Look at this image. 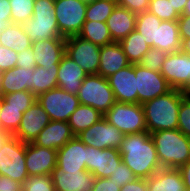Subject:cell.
Segmentation results:
<instances>
[{"instance_id": "obj_1", "label": "cell", "mask_w": 190, "mask_h": 191, "mask_svg": "<svg viewBox=\"0 0 190 191\" xmlns=\"http://www.w3.org/2000/svg\"><path fill=\"white\" fill-rule=\"evenodd\" d=\"M119 152L122 161L131 169L136 178L147 179L162 168L154 141L148 131L125 135Z\"/></svg>"}, {"instance_id": "obj_2", "label": "cell", "mask_w": 190, "mask_h": 191, "mask_svg": "<svg viewBox=\"0 0 190 191\" xmlns=\"http://www.w3.org/2000/svg\"><path fill=\"white\" fill-rule=\"evenodd\" d=\"M185 97L182 90L171 89L164 95L142 104L147 131L178 129V114L181 100Z\"/></svg>"}, {"instance_id": "obj_3", "label": "cell", "mask_w": 190, "mask_h": 191, "mask_svg": "<svg viewBox=\"0 0 190 191\" xmlns=\"http://www.w3.org/2000/svg\"><path fill=\"white\" fill-rule=\"evenodd\" d=\"M162 168L178 169L190 160V138L178 129L150 133Z\"/></svg>"}, {"instance_id": "obj_4", "label": "cell", "mask_w": 190, "mask_h": 191, "mask_svg": "<svg viewBox=\"0 0 190 191\" xmlns=\"http://www.w3.org/2000/svg\"><path fill=\"white\" fill-rule=\"evenodd\" d=\"M54 9V0H35L32 17L20 24L32 42L64 38L59 32Z\"/></svg>"}, {"instance_id": "obj_5", "label": "cell", "mask_w": 190, "mask_h": 191, "mask_svg": "<svg viewBox=\"0 0 190 191\" xmlns=\"http://www.w3.org/2000/svg\"><path fill=\"white\" fill-rule=\"evenodd\" d=\"M80 104L88 105L105 114L116 102L107 78L99 74L87 75L78 90Z\"/></svg>"}, {"instance_id": "obj_6", "label": "cell", "mask_w": 190, "mask_h": 191, "mask_svg": "<svg viewBox=\"0 0 190 191\" xmlns=\"http://www.w3.org/2000/svg\"><path fill=\"white\" fill-rule=\"evenodd\" d=\"M103 117L124 135L147 131L142 104L116 101Z\"/></svg>"}, {"instance_id": "obj_7", "label": "cell", "mask_w": 190, "mask_h": 191, "mask_svg": "<svg viewBox=\"0 0 190 191\" xmlns=\"http://www.w3.org/2000/svg\"><path fill=\"white\" fill-rule=\"evenodd\" d=\"M55 16L62 37L78 35L85 20L87 4L81 0H54Z\"/></svg>"}, {"instance_id": "obj_8", "label": "cell", "mask_w": 190, "mask_h": 191, "mask_svg": "<svg viewBox=\"0 0 190 191\" xmlns=\"http://www.w3.org/2000/svg\"><path fill=\"white\" fill-rule=\"evenodd\" d=\"M0 151L5 153L0 163V175L7 176L23 185L29 177L26 169L25 142L10 136Z\"/></svg>"}, {"instance_id": "obj_9", "label": "cell", "mask_w": 190, "mask_h": 191, "mask_svg": "<svg viewBox=\"0 0 190 191\" xmlns=\"http://www.w3.org/2000/svg\"><path fill=\"white\" fill-rule=\"evenodd\" d=\"M37 102L49 115L52 121L68 122L71 114L80 105L77 95L53 88L37 96Z\"/></svg>"}, {"instance_id": "obj_10", "label": "cell", "mask_w": 190, "mask_h": 191, "mask_svg": "<svg viewBox=\"0 0 190 191\" xmlns=\"http://www.w3.org/2000/svg\"><path fill=\"white\" fill-rule=\"evenodd\" d=\"M101 47L78 35L66 38L65 53L88 75L98 74Z\"/></svg>"}, {"instance_id": "obj_11", "label": "cell", "mask_w": 190, "mask_h": 191, "mask_svg": "<svg viewBox=\"0 0 190 191\" xmlns=\"http://www.w3.org/2000/svg\"><path fill=\"white\" fill-rule=\"evenodd\" d=\"M77 136L86 146L98 149H119L125 135L102 117L97 123L83 130Z\"/></svg>"}, {"instance_id": "obj_12", "label": "cell", "mask_w": 190, "mask_h": 191, "mask_svg": "<svg viewBox=\"0 0 190 191\" xmlns=\"http://www.w3.org/2000/svg\"><path fill=\"white\" fill-rule=\"evenodd\" d=\"M135 75L138 104L164 95L172 89L160 72L145 68L141 64H135Z\"/></svg>"}, {"instance_id": "obj_13", "label": "cell", "mask_w": 190, "mask_h": 191, "mask_svg": "<svg viewBox=\"0 0 190 191\" xmlns=\"http://www.w3.org/2000/svg\"><path fill=\"white\" fill-rule=\"evenodd\" d=\"M160 73L172 89L184 91L190 85L189 55L181 50L169 53Z\"/></svg>"}, {"instance_id": "obj_14", "label": "cell", "mask_w": 190, "mask_h": 191, "mask_svg": "<svg viewBox=\"0 0 190 191\" xmlns=\"http://www.w3.org/2000/svg\"><path fill=\"white\" fill-rule=\"evenodd\" d=\"M122 161L119 149L87 146V171L95 178H108Z\"/></svg>"}, {"instance_id": "obj_15", "label": "cell", "mask_w": 190, "mask_h": 191, "mask_svg": "<svg viewBox=\"0 0 190 191\" xmlns=\"http://www.w3.org/2000/svg\"><path fill=\"white\" fill-rule=\"evenodd\" d=\"M25 159L29 176L51 175L57 166V150L25 143Z\"/></svg>"}, {"instance_id": "obj_16", "label": "cell", "mask_w": 190, "mask_h": 191, "mask_svg": "<svg viewBox=\"0 0 190 191\" xmlns=\"http://www.w3.org/2000/svg\"><path fill=\"white\" fill-rule=\"evenodd\" d=\"M50 121L47 112L36 101L23 113L20 125L12 136L25 143L33 142Z\"/></svg>"}, {"instance_id": "obj_17", "label": "cell", "mask_w": 190, "mask_h": 191, "mask_svg": "<svg viewBox=\"0 0 190 191\" xmlns=\"http://www.w3.org/2000/svg\"><path fill=\"white\" fill-rule=\"evenodd\" d=\"M57 166L67 173L87 171V146L78 136L57 150Z\"/></svg>"}, {"instance_id": "obj_18", "label": "cell", "mask_w": 190, "mask_h": 191, "mask_svg": "<svg viewBox=\"0 0 190 191\" xmlns=\"http://www.w3.org/2000/svg\"><path fill=\"white\" fill-rule=\"evenodd\" d=\"M107 79L117 102L138 103L135 64L120 69Z\"/></svg>"}, {"instance_id": "obj_19", "label": "cell", "mask_w": 190, "mask_h": 191, "mask_svg": "<svg viewBox=\"0 0 190 191\" xmlns=\"http://www.w3.org/2000/svg\"><path fill=\"white\" fill-rule=\"evenodd\" d=\"M55 191H92L95 176L88 171L64 172L56 166L51 174Z\"/></svg>"}, {"instance_id": "obj_20", "label": "cell", "mask_w": 190, "mask_h": 191, "mask_svg": "<svg viewBox=\"0 0 190 191\" xmlns=\"http://www.w3.org/2000/svg\"><path fill=\"white\" fill-rule=\"evenodd\" d=\"M74 136L68 122L51 120L48 125L41 130L33 143L41 147L59 150Z\"/></svg>"}, {"instance_id": "obj_21", "label": "cell", "mask_w": 190, "mask_h": 191, "mask_svg": "<svg viewBox=\"0 0 190 191\" xmlns=\"http://www.w3.org/2000/svg\"><path fill=\"white\" fill-rule=\"evenodd\" d=\"M88 74L66 53L63 55L57 72L58 88L77 95L83 80Z\"/></svg>"}, {"instance_id": "obj_22", "label": "cell", "mask_w": 190, "mask_h": 191, "mask_svg": "<svg viewBox=\"0 0 190 191\" xmlns=\"http://www.w3.org/2000/svg\"><path fill=\"white\" fill-rule=\"evenodd\" d=\"M65 42L66 38L33 41L31 48L36 66L54 67V64H59L65 54Z\"/></svg>"}, {"instance_id": "obj_23", "label": "cell", "mask_w": 190, "mask_h": 191, "mask_svg": "<svg viewBox=\"0 0 190 191\" xmlns=\"http://www.w3.org/2000/svg\"><path fill=\"white\" fill-rule=\"evenodd\" d=\"M98 74L108 78L120 69L130 65L119 42H112L100 49Z\"/></svg>"}, {"instance_id": "obj_24", "label": "cell", "mask_w": 190, "mask_h": 191, "mask_svg": "<svg viewBox=\"0 0 190 191\" xmlns=\"http://www.w3.org/2000/svg\"><path fill=\"white\" fill-rule=\"evenodd\" d=\"M137 14L127 8L116 6L106 20L113 42H120L135 30Z\"/></svg>"}, {"instance_id": "obj_25", "label": "cell", "mask_w": 190, "mask_h": 191, "mask_svg": "<svg viewBox=\"0 0 190 191\" xmlns=\"http://www.w3.org/2000/svg\"><path fill=\"white\" fill-rule=\"evenodd\" d=\"M32 72L34 68L16 66L3 72L0 88L3 95L17 91L32 92Z\"/></svg>"}, {"instance_id": "obj_26", "label": "cell", "mask_w": 190, "mask_h": 191, "mask_svg": "<svg viewBox=\"0 0 190 191\" xmlns=\"http://www.w3.org/2000/svg\"><path fill=\"white\" fill-rule=\"evenodd\" d=\"M148 191H186L182 175L175 168H161L147 178Z\"/></svg>"}, {"instance_id": "obj_27", "label": "cell", "mask_w": 190, "mask_h": 191, "mask_svg": "<svg viewBox=\"0 0 190 191\" xmlns=\"http://www.w3.org/2000/svg\"><path fill=\"white\" fill-rule=\"evenodd\" d=\"M153 48L168 54L180 51L181 38L177 20H164L160 25H157L156 42H153Z\"/></svg>"}, {"instance_id": "obj_28", "label": "cell", "mask_w": 190, "mask_h": 191, "mask_svg": "<svg viewBox=\"0 0 190 191\" xmlns=\"http://www.w3.org/2000/svg\"><path fill=\"white\" fill-rule=\"evenodd\" d=\"M102 117L103 114L95 108L80 104L71 114L68 124L72 130V133L77 136L83 130L88 129L94 123H97Z\"/></svg>"}, {"instance_id": "obj_29", "label": "cell", "mask_w": 190, "mask_h": 191, "mask_svg": "<svg viewBox=\"0 0 190 191\" xmlns=\"http://www.w3.org/2000/svg\"><path fill=\"white\" fill-rule=\"evenodd\" d=\"M59 64H54V67H39L34 68L32 72V93L38 95L47 92L58 86L57 72Z\"/></svg>"}, {"instance_id": "obj_30", "label": "cell", "mask_w": 190, "mask_h": 191, "mask_svg": "<svg viewBox=\"0 0 190 191\" xmlns=\"http://www.w3.org/2000/svg\"><path fill=\"white\" fill-rule=\"evenodd\" d=\"M0 45L20 53L31 48L32 41L20 24L12 23L0 33Z\"/></svg>"}, {"instance_id": "obj_31", "label": "cell", "mask_w": 190, "mask_h": 191, "mask_svg": "<svg viewBox=\"0 0 190 191\" xmlns=\"http://www.w3.org/2000/svg\"><path fill=\"white\" fill-rule=\"evenodd\" d=\"M119 44L131 64H139L143 55L151 48L137 30L128 34Z\"/></svg>"}, {"instance_id": "obj_32", "label": "cell", "mask_w": 190, "mask_h": 191, "mask_svg": "<svg viewBox=\"0 0 190 191\" xmlns=\"http://www.w3.org/2000/svg\"><path fill=\"white\" fill-rule=\"evenodd\" d=\"M78 36L100 47L113 42L106 22L86 20Z\"/></svg>"}, {"instance_id": "obj_33", "label": "cell", "mask_w": 190, "mask_h": 191, "mask_svg": "<svg viewBox=\"0 0 190 191\" xmlns=\"http://www.w3.org/2000/svg\"><path fill=\"white\" fill-rule=\"evenodd\" d=\"M160 20L156 15L149 11L137 14L135 30H137L147 44L153 48V42H156L157 25H160Z\"/></svg>"}, {"instance_id": "obj_34", "label": "cell", "mask_w": 190, "mask_h": 191, "mask_svg": "<svg viewBox=\"0 0 190 191\" xmlns=\"http://www.w3.org/2000/svg\"><path fill=\"white\" fill-rule=\"evenodd\" d=\"M28 108L7 107V103L2 100L0 104V124L1 131L9 133L11 136L17 131L23 113Z\"/></svg>"}, {"instance_id": "obj_35", "label": "cell", "mask_w": 190, "mask_h": 191, "mask_svg": "<svg viewBox=\"0 0 190 191\" xmlns=\"http://www.w3.org/2000/svg\"><path fill=\"white\" fill-rule=\"evenodd\" d=\"M117 4L104 0H94L87 4L85 20L106 22Z\"/></svg>"}, {"instance_id": "obj_36", "label": "cell", "mask_w": 190, "mask_h": 191, "mask_svg": "<svg viewBox=\"0 0 190 191\" xmlns=\"http://www.w3.org/2000/svg\"><path fill=\"white\" fill-rule=\"evenodd\" d=\"M11 5V22L21 24L33 15L35 0H9Z\"/></svg>"}, {"instance_id": "obj_37", "label": "cell", "mask_w": 190, "mask_h": 191, "mask_svg": "<svg viewBox=\"0 0 190 191\" xmlns=\"http://www.w3.org/2000/svg\"><path fill=\"white\" fill-rule=\"evenodd\" d=\"M149 2L148 11L156 15L160 20L173 21L179 19L180 15L168 0H155Z\"/></svg>"}, {"instance_id": "obj_38", "label": "cell", "mask_w": 190, "mask_h": 191, "mask_svg": "<svg viewBox=\"0 0 190 191\" xmlns=\"http://www.w3.org/2000/svg\"><path fill=\"white\" fill-rule=\"evenodd\" d=\"M21 191H55V186L51 175H32L25 180Z\"/></svg>"}, {"instance_id": "obj_39", "label": "cell", "mask_w": 190, "mask_h": 191, "mask_svg": "<svg viewBox=\"0 0 190 191\" xmlns=\"http://www.w3.org/2000/svg\"><path fill=\"white\" fill-rule=\"evenodd\" d=\"M3 100L7 107L29 108L37 101V97L31 91H17L4 95Z\"/></svg>"}, {"instance_id": "obj_40", "label": "cell", "mask_w": 190, "mask_h": 191, "mask_svg": "<svg viewBox=\"0 0 190 191\" xmlns=\"http://www.w3.org/2000/svg\"><path fill=\"white\" fill-rule=\"evenodd\" d=\"M168 53L157 48H150L144 55L139 64L153 71L160 72L164 60L167 58Z\"/></svg>"}, {"instance_id": "obj_41", "label": "cell", "mask_w": 190, "mask_h": 191, "mask_svg": "<svg viewBox=\"0 0 190 191\" xmlns=\"http://www.w3.org/2000/svg\"><path fill=\"white\" fill-rule=\"evenodd\" d=\"M178 130L190 138V100L186 96L179 107Z\"/></svg>"}, {"instance_id": "obj_42", "label": "cell", "mask_w": 190, "mask_h": 191, "mask_svg": "<svg viewBox=\"0 0 190 191\" xmlns=\"http://www.w3.org/2000/svg\"><path fill=\"white\" fill-rule=\"evenodd\" d=\"M108 178L122 187L126 183L136 179V176L133 174L131 169L121 161V163L117 165L116 170L112 172L111 176Z\"/></svg>"}, {"instance_id": "obj_43", "label": "cell", "mask_w": 190, "mask_h": 191, "mask_svg": "<svg viewBox=\"0 0 190 191\" xmlns=\"http://www.w3.org/2000/svg\"><path fill=\"white\" fill-rule=\"evenodd\" d=\"M17 52L0 45V71H7L16 67Z\"/></svg>"}, {"instance_id": "obj_44", "label": "cell", "mask_w": 190, "mask_h": 191, "mask_svg": "<svg viewBox=\"0 0 190 191\" xmlns=\"http://www.w3.org/2000/svg\"><path fill=\"white\" fill-rule=\"evenodd\" d=\"M149 3V0H118L117 5L127 8L135 14H139L141 12L148 11Z\"/></svg>"}, {"instance_id": "obj_45", "label": "cell", "mask_w": 190, "mask_h": 191, "mask_svg": "<svg viewBox=\"0 0 190 191\" xmlns=\"http://www.w3.org/2000/svg\"><path fill=\"white\" fill-rule=\"evenodd\" d=\"M12 24L9 0H0V33Z\"/></svg>"}, {"instance_id": "obj_46", "label": "cell", "mask_w": 190, "mask_h": 191, "mask_svg": "<svg viewBox=\"0 0 190 191\" xmlns=\"http://www.w3.org/2000/svg\"><path fill=\"white\" fill-rule=\"evenodd\" d=\"M121 186L109 178H96L92 191H120Z\"/></svg>"}, {"instance_id": "obj_47", "label": "cell", "mask_w": 190, "mask_h": 191, "mask_svg": "<svg viewBox=\"0 0 190 191\" xmlns=\"http://www.w3.org/2000/svg\"><path fill=\"white\" fill-rule=\"evenodd\" d=\"M16 66H23L28 68L36 67L32 48H28L17 54Z\"/></svg>"}, {"instance_id": "obj_48", "label": "cell", "mask_w": 190, "mask_h": 191, "mask_svg": "<svg viewBox=\"0 0 190 191\" xmlns=\"http://www.w3.org/2000/svg\"><path fill=\"white\" fill-rule=\"evenodd\" d=\"M120 191H148L147 179L136 178L123 185Z\"/></svg>"}, {"instance_id": "obj_49", "label": "cell", "mask_w": 190, "mask_h": 191, "mask_svg": "<svg viewBox=\"0 0 190 191\" xmlns=\"http://www.w3.org/2000/svg\"><path fill=\"white\" fill-rule=\"evenodd\" d=\"M22 184L16 180L0 175V191H21Z\"/></svg>"}, {"instance_id": "obj_50", "label": "cell", "mask_w": 190, "mask_h": 191, "mask_svg": "<svg viewBox=\"0 0 190 191\" xmlns=\"http://www.w3.org/2000/svg\"><path fill=\"white\" fill-rule=\"evenodd\" d=\"M177 21L181 40L190 39V16L180 15Z\"/></svg>"}, {"instance_id": "obj_51", "label": "cell", "mask_w": 190, "mask_h": 191, "mask_svg": "<svg viewBox=\"0 0 190 191\" xmlns=\"http://www.w3.org/2000/svg\"><path fill=\"white\" fill-rule=\"evenodd\" d=\"M182 175L186 190H190V160L178 168Z\"/></svg>"}, {"instance_id": "obj_52", "label": "cell", "mask_w": 190, "mask_h": 191, "mask_svg": "<svg viewBox=\"0 0 190 191\" xmlns=\"http://www.w3.org/2000/svg\"><path fill=\"white\" fill-rule=\"evenodd\" d=\"M168 1L172 4L173 8L178 12V14L181 15L187 0H168Z\"/></svg>"}, {"instance_id": "obj_53", "label": "cell", "mask_w": 190, "mask_h": 191, "mask_svg": "<svg viewBox=\"0 0 190 191\" xmlns=\"http://www.w3.org/2000/svg\"><path fill=\"white\" fill-rule=\"evenodd\" d=\"M11 135L7 132L4 131H0V150L2 148V145L4 144V142L10 137ZM5 155V153H3L2 151H0V163L3 160V156Z\"/></svg>"}, {"instance_id": "obj_54", "label": "cell", "mask_w": 190, "mask_h": 191, "mask_svg": "<svg viewBox=\"0 0 190 191\" xmlns=\"http://www.w3.org/2000/svg\"><path fill=\"white\" fill-rule=\"evenodd\" d=\"M183 53L190 55V39L181 40V49Z\"/></svg>"}, {"instance_id": "obj_55", "label": "cell", "mask_w": 190, "mask_h": 191, "mask_svg": "<svg viewBox=\"0 0 190 191\" xmlns=\"http://www.w3.org/2000/svg\"><path fill=\"white\" fill-rule=\"evenodd\" d=\"M181 15L190 16V0H187Z\"/></svg>"}, {"instance_id": "obj_56", "label": "cell", "mask_w": 190, "mask_h": 191, "mask_svg": "<svg viewBox=\"0 0 190 191\" xmlns=\"http://www.w3.org/2000/svg\"><path fill=\"white\" fill-rule=\"evenodd\" d=\"M185 96L190 100V85L184 90Z\"/></svg>"}, {"instance_id": "obj_57", "label": "cell", "mask_w": 190, "mask_h": 191, "mask_svg": "<svg viewBox=\"0 0 190 191\" xmlns=\"http://www.w3.org/2000/svg\"><path fill=\"white\" fill-rule=\"evenodd\" d=\"M3 93H2V90H1V88H0V104H1V102H2V100H3Z\"/></svg>"}, {"instance_id": "obj_58", "label": "cell", "mask_w": 190, "mask_h": 191, "mask_svg": "<svg viewBox=\"0 0 190 191\" xmlns=\"http://www.w3.org/2000/svg\"><path fill=\"white\" fill-rule=\"evenodd\" d=\"M81 1H83V2L86 3V4H89V3H91V2L94 1V0H81Z\"/></svg>"}, {"instance_id": "obj_59", "label": "cell", "mask_w": 190, "mask_h": 191, "mask_svg": "<svg viewBox=\"0 0 190 191\" xmlns=\"http://www.w3.org/2000/svg\"><path fill=\"white\" fill-rule=\"evenodd\" d=\"M104 1L113 2V3H115V4H117V3H118V0H104Z\"/></svg>"}, {"instance_id": "obj_60", "label": "cell", "mask_w": 190, "mask_h": 191, "mask_svg": "<svg viewBox=\"0 0 190 191\" xmlns=\"http://www.w3.org/2000/svg\"><path fill=\"white\" fill-rule=\"evenodd\" d=\"M2 76H3V71H0V83H1Z\"/></svg>"}]
</instances>
